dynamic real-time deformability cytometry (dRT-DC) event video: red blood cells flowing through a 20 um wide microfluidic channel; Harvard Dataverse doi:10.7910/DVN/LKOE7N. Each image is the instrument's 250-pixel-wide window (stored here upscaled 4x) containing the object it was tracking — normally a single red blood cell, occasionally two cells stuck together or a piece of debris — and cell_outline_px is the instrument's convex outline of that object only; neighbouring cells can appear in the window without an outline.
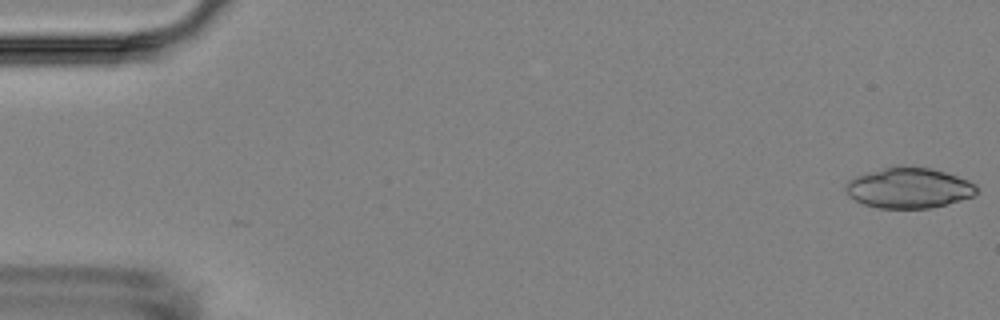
{"species": "Egyptian fruit bat (a non-hibernating species)", "species_latin": "Rousettus aegyptiacus", "temperature_condition": "room temperature", "stored_images_in_passage": 4, "camera_frame_rate_fps": 3000, "um_per_image_px": 0.085, "animal": {"sex": "female"}, "frame": {"image": 1, "passage_image": 1, "time_ms": 0.0, "image_size_px": [1000, 320], "cell_outline_px": [[976, 192], [972, 196], [960, 200], [928, 208], [880, 208], [864, 204], [848, 196], [844, 188], [844, 184], [848, 180], [856, 176], [896, 164], [900, 164], [932, 168], [968, 180], [976, 184]], "centroid_in_image_um": [77.2, 15.95], "position_along_channel_um": 7.8, "area_um2": 30.98}}